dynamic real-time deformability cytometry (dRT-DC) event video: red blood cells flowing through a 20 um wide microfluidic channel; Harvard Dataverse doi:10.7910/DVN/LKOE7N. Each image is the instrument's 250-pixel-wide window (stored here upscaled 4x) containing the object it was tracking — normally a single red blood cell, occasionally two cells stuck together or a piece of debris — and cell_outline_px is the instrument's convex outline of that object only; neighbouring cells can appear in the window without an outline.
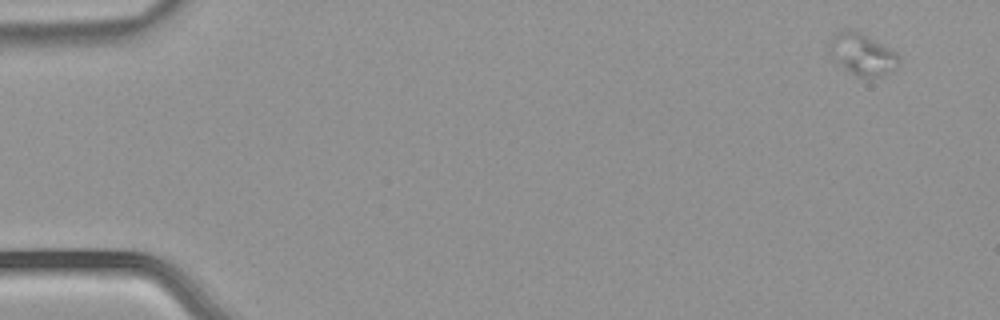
{"species": "common noctule bat (a hibernating species)", "species_latin": "Nyctalus noctula", "temperature_condition": "warm", "stored_images_in_passage": 4, "camera_frame_rate_fps": 3000, "um_per_image_px": 0.085, "animal": {"sex": "male", "body_mass_g": 21.5, "forearm_length_mm": 52.0}, "frame": {"image": 1, "passage_image": 1, "time_ms": 0.0, "image_size_px": [1000, 320], "cell_outline_px": [[900, 56], [896, 64], [888, 72], [880, 76], [856, 76], [844, 68], [828, 52], [828, 44], [832, 36], [836, 32], [844, 28], [860, 32], [896, 52]], "centroid_in_image_um": [73.22, 4.57], "position_along_channel_um": 11.8, "area_um2": 16.47}}
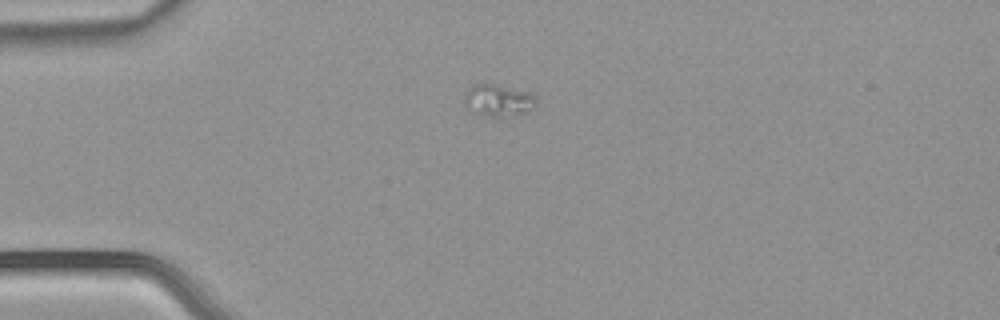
{"frame": {"image": 2, "passage_image": 4, "time_ms": 1.0, "image_size_px": [1000, 320], "cell_outline_px": [[536, 104], [532, 108], [516, 116], [492, 120], [472, 112], [464, 104], [464, 92], [472, 84], [484, 80], [536, 92]], "centroid_in_image_um": [42.34, 8.5], "position_along_channel_um": 42.7, "area_um2": 14.97}}